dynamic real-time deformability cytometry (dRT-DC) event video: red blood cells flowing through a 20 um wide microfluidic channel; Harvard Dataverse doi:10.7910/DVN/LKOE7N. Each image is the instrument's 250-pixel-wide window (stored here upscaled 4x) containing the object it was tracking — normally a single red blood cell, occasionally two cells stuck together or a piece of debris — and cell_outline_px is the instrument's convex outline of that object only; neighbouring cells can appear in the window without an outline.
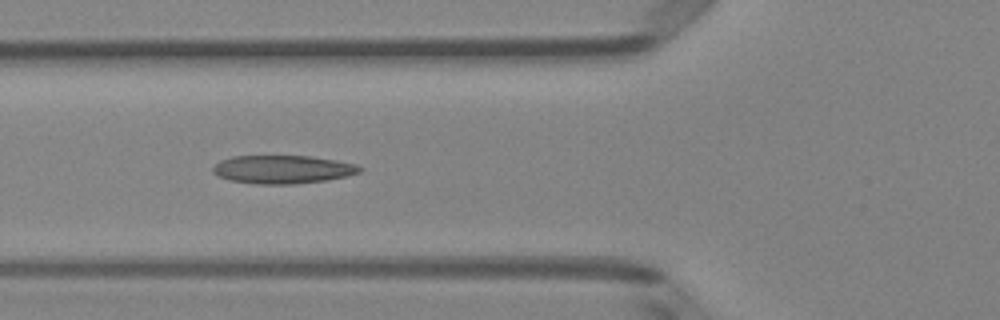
{"species": "Egyptian fruit bat (a non-hibernating species)", "species_latin": "Rousettus aegyptiacus", "temperature_condition": "room temperature", "stored_images_in_passage": 8, "camera_frame_rate_fps": 3000, "um_per_image_px": 0.085, "animal": {"sex": "female"}, "frame": {"image": 1, "passage_image": 6, "time_ms": 1.667, "image_size_px": [1000, 320], "cell_outline_px": [[364, 168], [360, 172], [348, 176], [328, 180], [292, 184], [256, 184], [228, 180], [212, 172], [212, 168], [220, 160], [232, 156], [312, 156], [336, 160], [356, 164]], "centroid_in_image_um": [24.05, 14.4], "position_along_channel_um": 101.8, "area_um2": 24.33}}
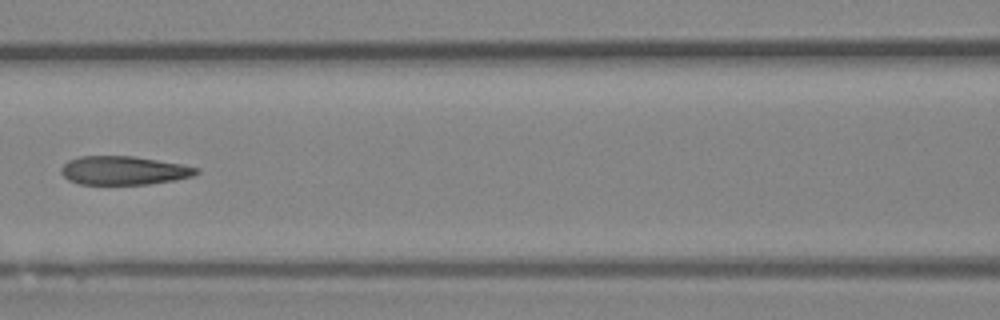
{"frame": {"image": 2, "passage_image": 7, "time_ms": 2.0, "image_size_px": [1000, 320], "cell_outline_px": [[200, 172], [192, 176], [176, 180], [148, 184], [80, 184], [68, 180], [60, 172], [60, 168], [68, 160], [80, 156], [132, 156], [180, 164], [200, 168]], "centroid_in_image_um": [10.51, 14.49], "position_along_channel_um": 156.1, "area_um2": 22.54}}
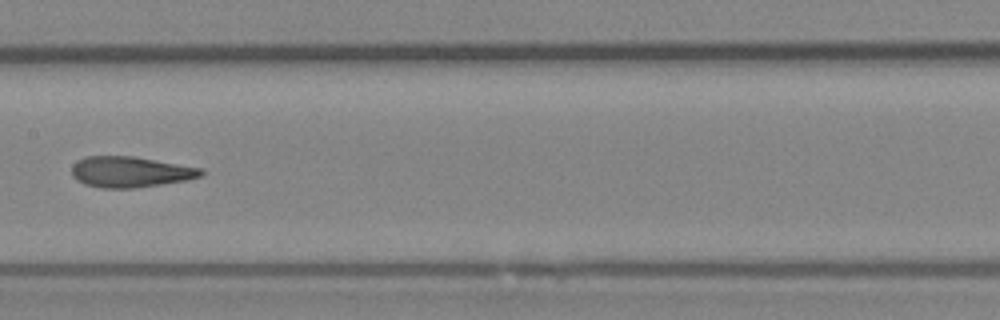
{"frame": {"image": 3, "passage_image": 8, "time_ms": 2.333, "image_size_px": [1000, 320], "cell_outline_px": [[204, 172], [200, 176], [184, 180], [160, 184], [132, 188], [104, 188], [84, 184], [76, 180], [72, 176], [72, 164], [76, 160], [88, 156], [132, 156], [204, 168]], "centroid_in_image_um": [11.04, 14.6], "position_along_channel_um": 196.4, "area_um2": 23.12}}